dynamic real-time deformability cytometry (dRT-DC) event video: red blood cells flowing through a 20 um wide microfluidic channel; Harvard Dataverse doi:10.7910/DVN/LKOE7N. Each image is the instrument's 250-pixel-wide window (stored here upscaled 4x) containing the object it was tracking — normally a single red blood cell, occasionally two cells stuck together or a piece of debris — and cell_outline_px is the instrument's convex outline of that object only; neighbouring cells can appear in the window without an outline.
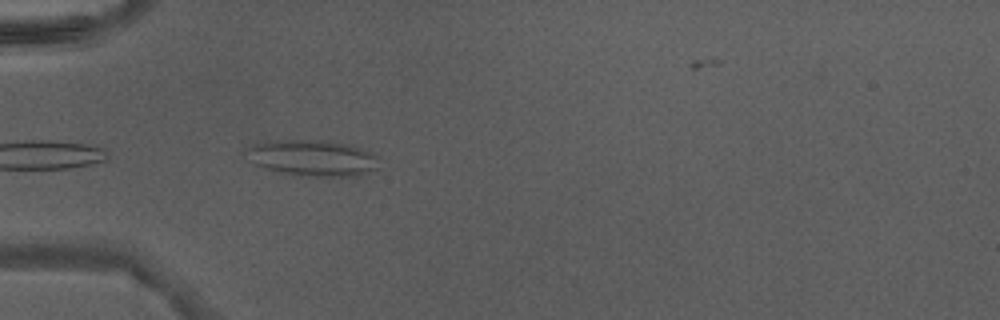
{"species": "Egyptian fruit bat (a non-hibernating species)", "species_latin": "Rousettus aegyptiacus", "temperature_condition": "warm", "stored_images_in_passage": 8, "camera_frame_rate_fps": 3000, "um_per_image_px": 0.085, "animal": {"sex": "male"}, "frame": {"image": 1, "passage_image": 2, "time_ms": 0.333, "image_size_px": [1000, 320], "cell_outline_px": [[376, 168], [356, 176], [300, 176], [264, 168], [252, 164], [248, 148], [252, 144], [264, 140], [324, 140], [352, 144], [376, 152]], "centroid_in_image_um": [26.58, 13.4], "position_along_channel_um": 58.4, "area_um2": 28.09}}
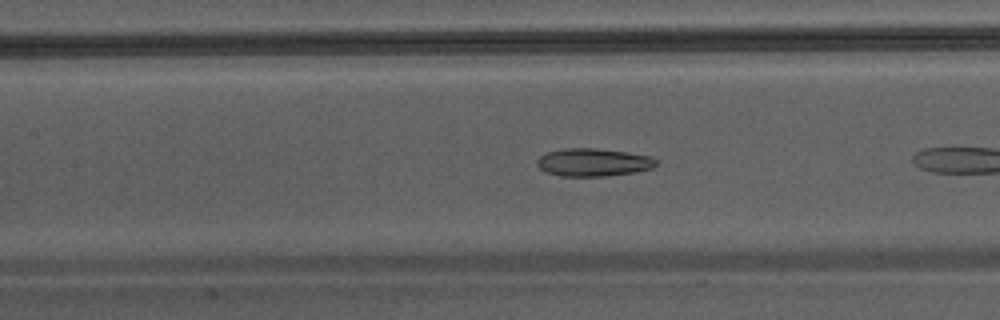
{"frame": {"image": 2, "passage_image": 7, "time_ms": 2.0, "image_size_px": [1000, 320], "cell_outline_px": [[656, 164], [652, 168], [636, 172], [604, 176], [560, 176], [544, 172], [536, 164], [536, 160], [540, 156], [548, 152], [564, 148], [592, 148], [624, 152], [652, 156], [656, 160]], "centroid_in_image_um": [50.4, 13.8], "position_along_channel_um": 157.0, "area_um2": 19.31}}